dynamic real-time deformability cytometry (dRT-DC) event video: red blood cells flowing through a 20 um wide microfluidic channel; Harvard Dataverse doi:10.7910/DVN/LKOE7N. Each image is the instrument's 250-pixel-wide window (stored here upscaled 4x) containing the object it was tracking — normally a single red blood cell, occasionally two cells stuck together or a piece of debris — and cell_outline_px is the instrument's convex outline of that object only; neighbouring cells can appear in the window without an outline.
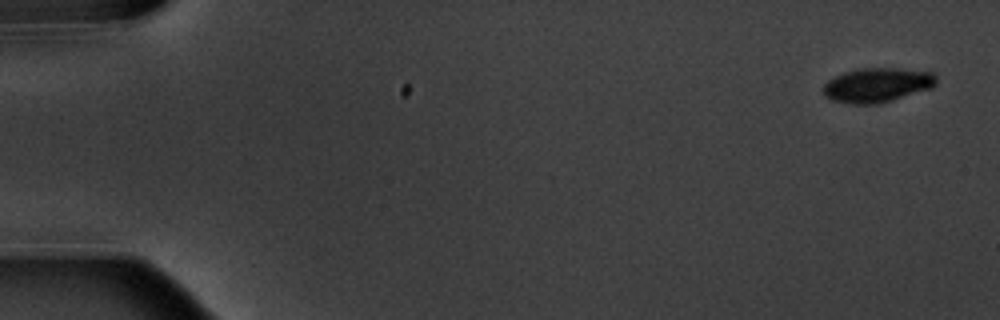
{"species": "common noctule bat (a hibernating species)", "species_latin": "Nyctalus noctula", "temperature_condition": "warm", "stored_images_in_passage": 8, "camera_frame_rate_fps": 3000, "um_per_image_px": 0.085, "animal": {"sex": "male", "body_mass_g": 20.1, "forearm_length_mm": 53.5}, "frame": {"image": 1, "passage_image": 1, "time_ms": 0.0, "image_size_px": [1000, 320], "cell_outline_px": [[936, 84], [932, 88], [880, 104], [852, 104], [832, 100], [824, 96], [824, 84], [828, 80], [844, 72], [860, 68], [900, 68], [932, 72], [936, 76]], "centroid_in_image_um": [74.58, 7.23], "position_along_channel_um": 10.4, "area_um2": 22.77}}
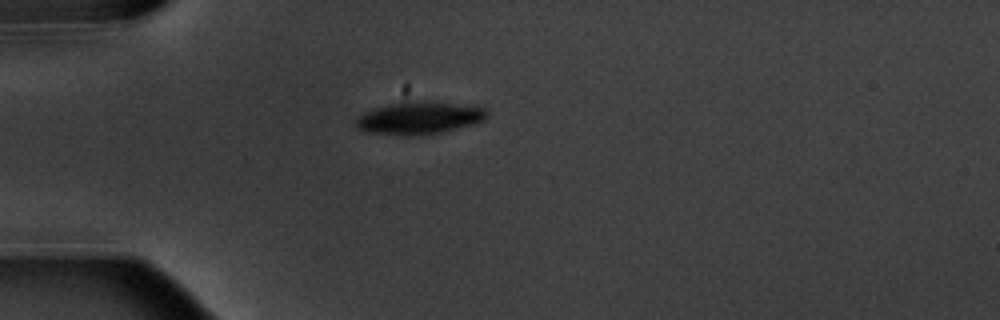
{"frame": {"image": 2, "passage_image": 5, "time_ms": 4.667, "image_size_px": [1000, 320], "cell_outline_px": [[488, 116], [484, 120], [476, 124], [444, 132], [420, 136], [400, 136], [364, 132], [356, 128], [356, 120], [364, 112], [376, 108], [392, 104], [412, 100], [416, 100], [484, 108], [488, 112]], "centroid_in_image_um": [35.62, 10.07], "position_along_channel_um": 49.4, "area_um2": 24.91}}
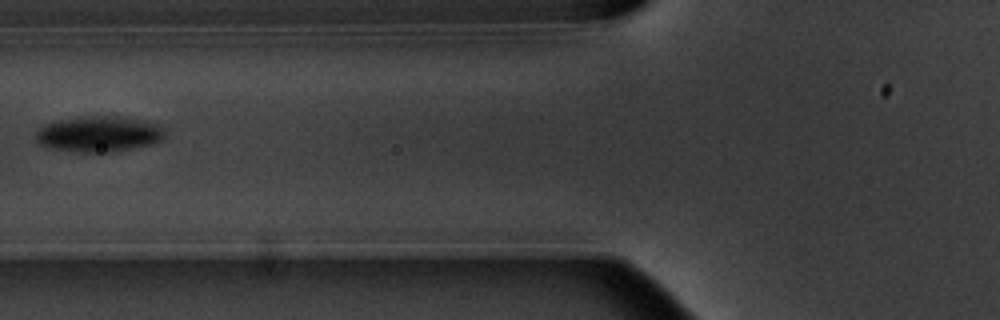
{"frame": {"image": 3, "passage_image": 7, "time_ms": 7.0, "image_size_px": [1000, 320], "cell_outline_px": [[164, 136], [160, 140], [152, 144], [108, 152], [76, 152], [36, 144], [36, 128], [44, 124], [56, 120], [80, 116], [120, 116], [144, 120], [156, 124], [164, 128]], "centroid_in_image_um": [8.35, 11.37], "position_along_channel_um": 117.4, "area_um2": 26.99}}